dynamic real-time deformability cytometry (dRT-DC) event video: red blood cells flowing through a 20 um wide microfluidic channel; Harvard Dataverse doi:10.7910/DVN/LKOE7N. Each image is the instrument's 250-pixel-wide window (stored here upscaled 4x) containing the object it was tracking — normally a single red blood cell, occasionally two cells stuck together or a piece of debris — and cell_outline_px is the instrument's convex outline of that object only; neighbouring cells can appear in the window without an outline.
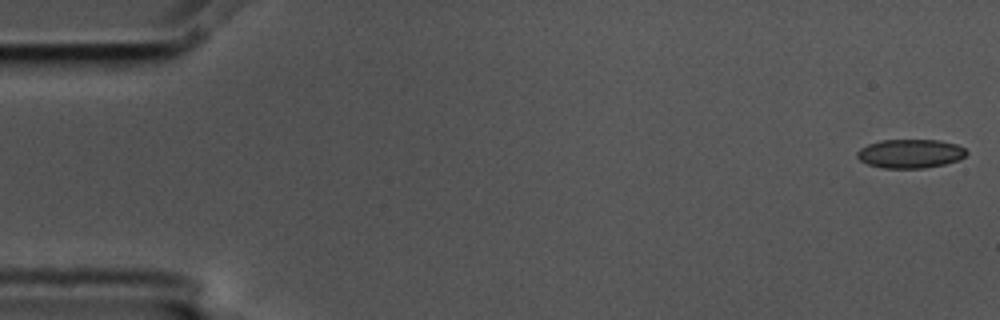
{"species": "common noctule bat (a hibernating species)", "species_latin": "Nyctalus noctula", "temperature_condition": "cold", "stored_images_in_passage": 56, "camera_frame_rate_fps": 3000, "um_per_image_px": 0.085, "animal": {"sex": "male", "body_mass_g": 17.5, "forearm_length_mm": 52.3}, "frame": {"image": 1, "passage_image": 1, "time_ms": 0.0, "image_size_px": [1000, 320], "cell_outline_px": [[968, 152], [964, 156], [956, 160], [944, 164], [924, 168], [880, 168], [868, 164], [860, 160], [856, 156], [856, 152], [860, 148], [868, 144], [880, 140], [940, 140], [956, 144], [964, 148]], "centroid_in_image_um": [77.34, 13.05], "position_along_channel_um": 7.7, "area_um2": 18.38}}
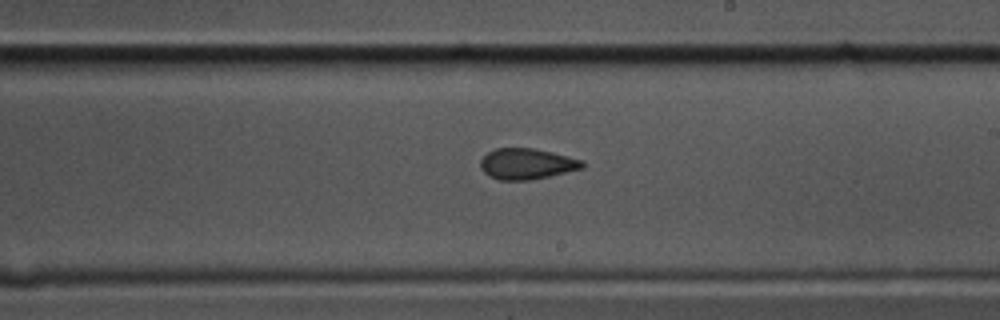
{"frame": {"image": 2, "passage_image": 32, "time_ms": 10.333, "image_size_px": [1000, 320], "cell_outline_px": [[584, 168], [532, 180], [500, 180], [488, 176], [480, 168], [480, 160], [488, 152], [496, 148], [532, 148], [552, 152], [584, 160]], "centroid_in_image_um": [44.77, 13.93], "position_along_channel_um": 244.2, "area_um2": 18.44}}
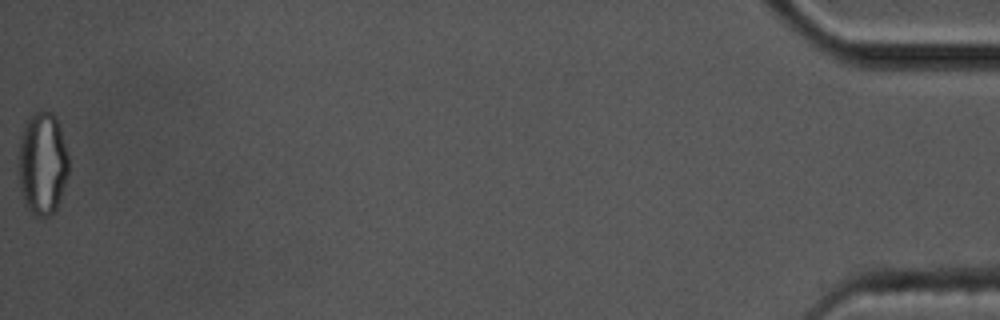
{"frame": {"image": 3, "passage_image": 56, "time_ms": 18.333, "image_size_px": [1000, 320], "cell_outline_px": [[68, 176], [56, 208], [48, 216], [36, 216], [24, 204], [20, 188], [20, 136], [32, 112], [52, 112], [56, 116], [68, 152]], "centroid_in_image_um": [3.63, 13.89], "position_along_channel_um": 431.6, "area_um2": 29.65}, "authors_computed_cell_mechanics": {"area_um2": 18.9295, "velocity_mm_per_s": 3.5945, "shape_relaxation_time_tau1_ms": 4.8155, "shape_relaxation_time_tau2_ms": 2.1894, "deformation_change_tau1": 0.1324, "deformation_change_tau2": 0.0903}}